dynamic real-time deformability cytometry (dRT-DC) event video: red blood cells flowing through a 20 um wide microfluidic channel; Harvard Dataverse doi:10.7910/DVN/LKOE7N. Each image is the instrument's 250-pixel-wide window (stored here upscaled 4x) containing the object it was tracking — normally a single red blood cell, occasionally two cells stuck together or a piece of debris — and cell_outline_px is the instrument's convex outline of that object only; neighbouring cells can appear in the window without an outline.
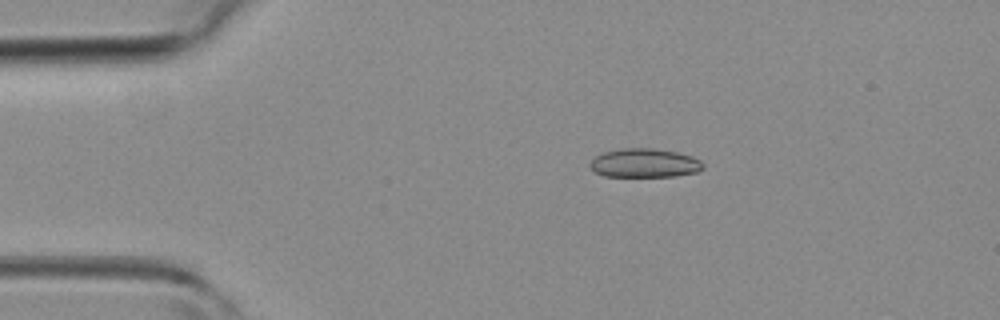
{"species": "common noctule bat (a hibernating species)", "species_latin": "Nyctalus noctula", "temperature_condition": "room temperature", "stored_images_in_passage": 38, "camera_frame_rate_fps": 3000, "um_per_image_px": 0.085, "animal": {"sex": "female", "body_mass_g": 19.3, "forearm_length_mm": 54.1}, "frame": {"image": 1, "passage_image": 2, "time_ms": 0.333, "image_size_px": [1000, 320], "cell_outline_px": [[704, 168], [696, 172], [676, 176], [604, 176], [596, 172], [588, 164], [596, 156], [604, 152], [624, 148], [652, 148], [676, 152], [692, 156], [700, 160], [704, 164]], "centroid_in_image_um": [54.81, 13.86], "position_along_channel_um": 30.2, "area_um2": 18.9}}
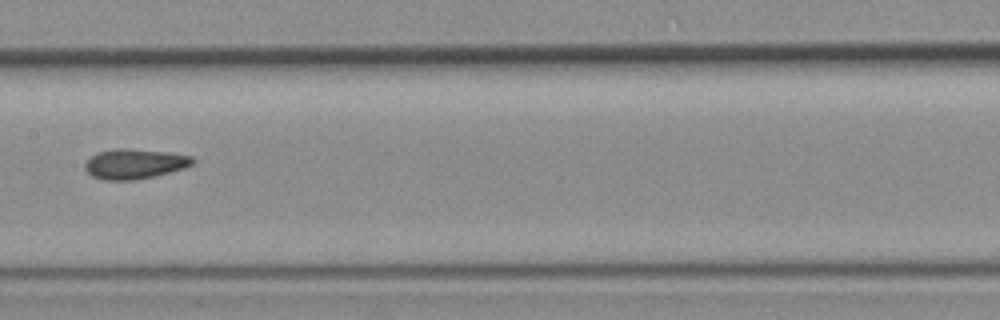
{"frame": {"image": 2, "passage_image": 16, "time_ms": 5.0, "image_size_px": [1000, 320], "cell_outline_px": [[196, 160], [192, 164], [184, 168], [156, 176], [136, 180], [104, 180], [92, 176], [84, 168], [84, 164], [96, 152], [116, 148], [124, 148], [168, 152], [192, 156]], "centroid_in_image_um": [11.44, 13.93], "position_along_channel_um": 196.0, "area_um2": 18.9}}
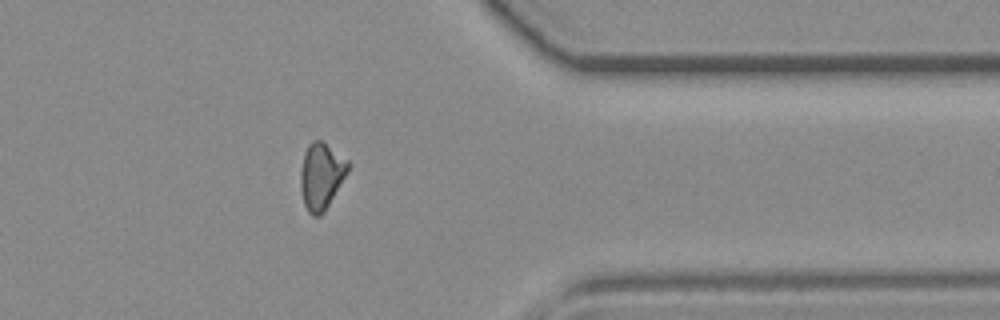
{"frame": {"image": 3, "passage_image": 29, "time_ms": 9.333, "image_size_px": [1000, 320], "cell_outline_px": [[348, 172], [324, 212], [320, 216], [312, 216], [308, 212], [304, 204], [300, 188], [300, 172], [304, 152], [308, 144], [312, 140], [320, 140], [348, 160]], "centroid_in_image_um": [27.28, 14.97], "position_along_channel_um": 384.1, "area_um2": 18.32}}